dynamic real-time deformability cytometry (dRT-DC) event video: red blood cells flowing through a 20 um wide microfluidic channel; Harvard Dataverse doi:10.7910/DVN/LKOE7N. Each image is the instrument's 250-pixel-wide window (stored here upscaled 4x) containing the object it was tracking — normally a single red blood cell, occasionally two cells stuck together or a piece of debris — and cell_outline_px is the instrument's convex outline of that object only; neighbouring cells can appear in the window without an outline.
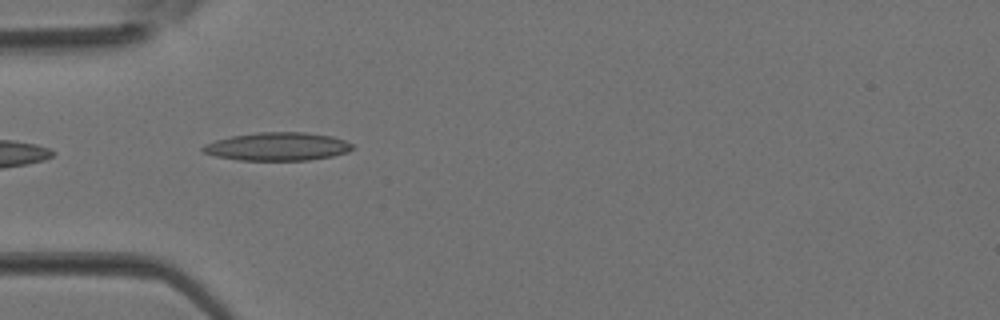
{"species": "Egyptian fruit bat (a non-hibernating species)", "species_latin": "Rousettus aegyptiacus", "temperature_condition": "room temperature", "stored_images_in_passage": 2, "camera_frame_rate_fps": 3000, "um_per_image_px": 0.085, "animal": {"sex": "female"}, "frame": {"image": 1, "passage_image": 2, "time_ms": 0.333, "image_size_px": [1000, 320], "cell_outline_px": [[352, 148], [348, 152], [332, 156], [308, 160], [240, 160], [216, 156], [204, 152], [200, 148], [204, 144], [216, 140], [232, 136], [256, 132], [304, 132], [332, 136], [344, 140], [352, 144]], "centroid_in_image_um": [23.58, 12.45], "position_along_channel_um": 61.4, "area_um2": 24.45}}